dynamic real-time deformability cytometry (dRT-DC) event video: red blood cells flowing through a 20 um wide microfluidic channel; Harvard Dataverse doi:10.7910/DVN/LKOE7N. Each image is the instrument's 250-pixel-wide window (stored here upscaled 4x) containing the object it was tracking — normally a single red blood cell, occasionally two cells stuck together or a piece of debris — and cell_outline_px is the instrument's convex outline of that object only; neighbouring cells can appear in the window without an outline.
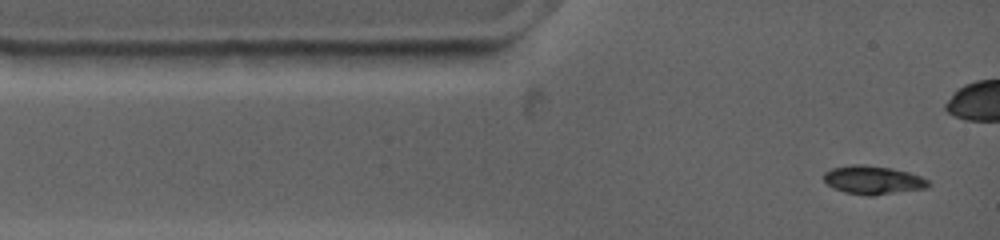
{"species": "common noctule bat (a hibernating species)", "species_latin": "Nyctalus noctula", "temperature_condition": "warm", "stored_images_in_passage": 23, "camera_frame_rate_fps": 4500, "um_per_image_px": 0.085, "animal": {"sex": "female", "body_mass_g": 19.0, "forearm_length_mm": 53.3}, "frame": {"image": 1, "passage_image": 1, "time_ms": 0.0, "image_size_px": [1000, 240], "cell_outline_px": [[932, 184], [928, 188], [872, 196], [868, 196], [844, 192], [832, 188], [824, 180], [824, 172], [832, 168], [852, 164], [864, 164], [892, 168], [908, 172], [920, 176], [928, 180]], "centroid_in_image_um": [74.22, 15.3], "position_along_channel_um": 10.8, "area_um2": 17.57}}
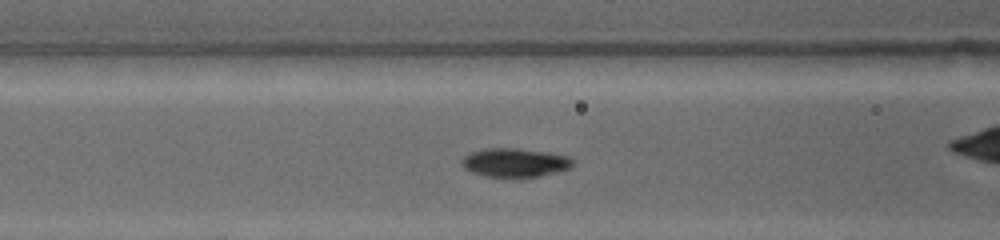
{"frame": {"image": 2, "passage_image": 12, "time_ms": 3.778, "image_size_px": [1000, 240], "cell_outline_px": [[572, 164], [568, 168], [520, 180], [484, 176], [472, 172], [464, 168], [460, 164], [460, 160], [468, 152], [484, 148], [516, 148], [548, 152], [568, 156], [572, 160]], "centroid_in_image_um": [43.66, 13.84], "position_along_channel_um": 122.9, "area_um2": 19.07}}
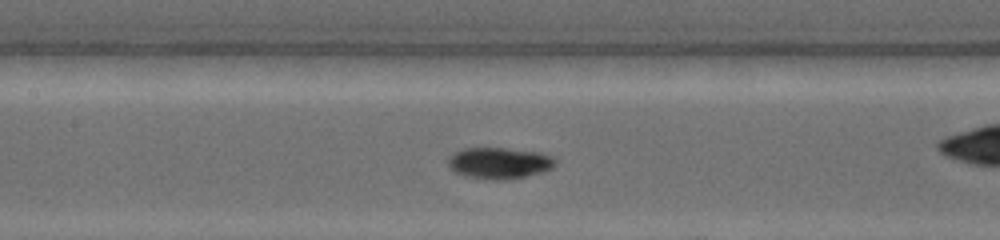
{"frame": {"image": 3, "passage_image": 19, "time_ms": 4.889, "image_size_px": [1000, 240], "cell_outline_px": [[556, 164], [552, 168], [544, 172], [508, 180], [500, 180], [464, 176], [456, 172], [448, 164], [448, 156], [452, 152], [464, 148], [504, 148], [540, 152], [552, 156], [556, 160]], "centroid_in_image_um": [42.45, 13.85], "position_along_channel_um": 164.9, "area_um2": 19.71}}